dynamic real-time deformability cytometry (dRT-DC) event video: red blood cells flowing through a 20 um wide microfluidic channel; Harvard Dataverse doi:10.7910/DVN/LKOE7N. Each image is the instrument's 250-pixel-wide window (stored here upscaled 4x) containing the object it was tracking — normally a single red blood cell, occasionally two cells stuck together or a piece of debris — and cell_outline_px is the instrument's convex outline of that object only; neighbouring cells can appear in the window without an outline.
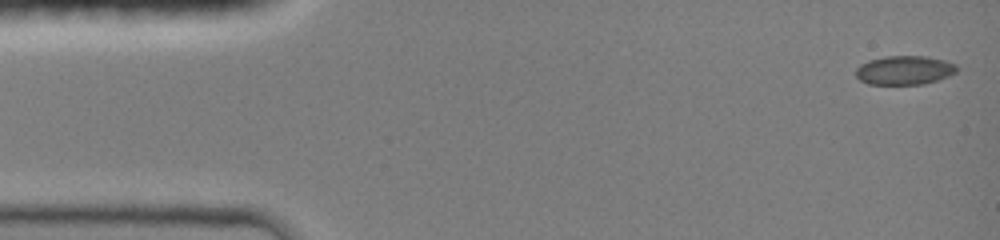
{"species": "common noctule bat (a hibernating species)", "species_latin": "Nyctalus noctula", "temperature_condition": "room temperature", "stored_images_in_passage": 45, "camera_frame_rate_fps": 3000, "um_per_image_px": 0.085, "animal": {"sex": "female", "body_mass_g": 19.0, "forearm_length_mm": 51.5}, "frame": {"image": 1, "passage_image": 1, "time_ms": 0.0, "image_size_px": [1000, 240], "cell_outline_px": [[960, 68], [956, 72], [948, 76], [936, 80], [920, 84], [868, 84], [860, 80], [856, 76], [856, 68], [860, 64], [868, 60], [884, 56], [928, 56], [944, 60], [956, 64]], "centroid_in_image_um": [76.88, 5.95], "position_along_channel_um": 8.1, "area_um2": 17.11}}
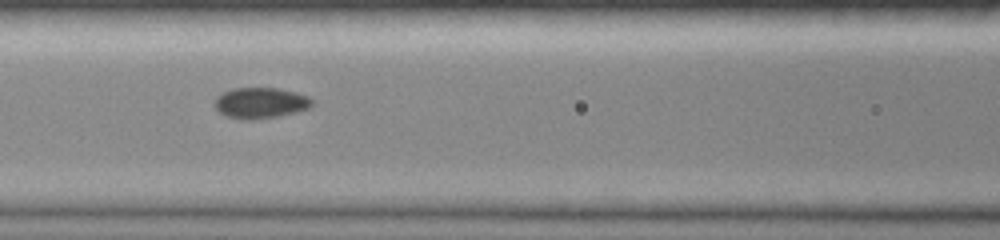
{"frame": {"image": 2, "passage_image": 19, "time_ms": 6.0, "image_size_px": [1000, 240], "cell_outline_px": [[312, 104], [308, 108], [296, 112], [276, 116], [228, 116], [220, 112], [216, 108], [216, 96], [232, 88], [280, 88], [296, 92], [308, 96], [312, 100]], "centroid_in_image_um": [22.19, 8.68], "position_along_channel_um": 144.4, "area_um2": 16.53}}
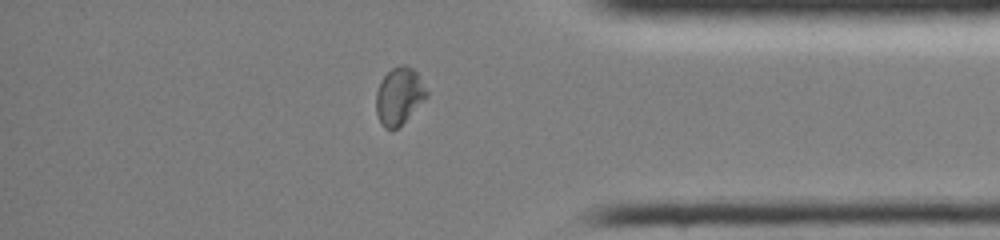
{"frame": {"image": 3, "passage_image": 38, "time_ms": 12.333, "image_size_px": [1000, 240], "cell_outline_px": [[428, 96], [396, 128], [384, 128], [380, 124], [376, 112], [376, 92], [384, 76], [392, 68], [400, 64], [404, 64], [412, 68], [416, 72], [428, 92]], "centroid_in_image_um": [33.91, 8.14], "position_along_channel_um": 401.3, "area_um2": 16.42}, "authors_computed_cell_mechanics": {"area_um2": 16.7042, "velocity_mm_per_s": 4.1835, "shape_relaxation_time_tau1_ms": null, "shape_relaxation_time_tau2_ms": 1.5973, "deformation_change_tau1": null, "deformation_change_tau2": 0.0245}}